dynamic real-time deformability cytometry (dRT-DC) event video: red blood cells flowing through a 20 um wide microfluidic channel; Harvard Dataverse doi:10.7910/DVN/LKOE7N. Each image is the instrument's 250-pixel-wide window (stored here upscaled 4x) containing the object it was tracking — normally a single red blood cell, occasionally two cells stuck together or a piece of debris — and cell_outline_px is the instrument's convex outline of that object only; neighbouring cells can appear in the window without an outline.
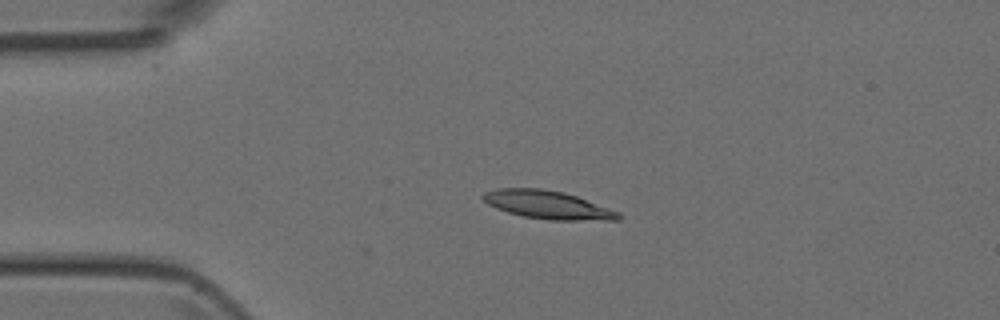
{"species": "Egyptian fruit bat (a non-hibernating species)", "species_latin": "Rousettus aegyptiacus", "temperature_condition": "room temperature", "stored_images_in_passage": 35, "camera_frame_rate_fps": 3000, "um_per_image_px": 0.085, "animal": {"sex": "female"}, "frame": {"image": 1, "passage_image": 1, "time_ms": 0.0, "image_size_px": [1000, 320], "cell_outline_px": [[620, 220], [552, 220], [524, 216], [508, 212], [496, 208], [488, 204], [480, 196], [484, 192], [500, 188], [540, 188], [564, 192], [576, 196], [620, 212]], "centroid_in_image_um": [46.55, 17.4], "position_along_channel_um": 38.5, "area_um2": 22.08}}
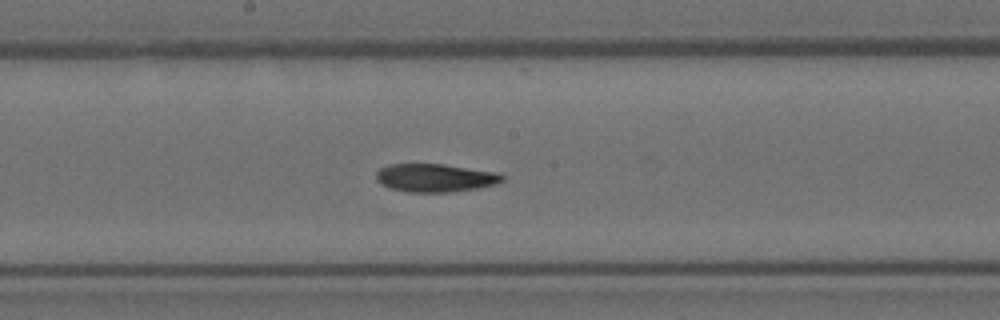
{"frame": {"image": 2, "passage_image": 16, "time_ms": 5.0, "image_size_px": [1000, 320], "cell_outline_px": [[504, 180], [496, 184], [476, 188], [448, 192], [408, 192], [392, 188], [380, 184], [376, 180], [376, 172], [380, 168], [388, 164], [444, 164], [500, 172], [504, 176]], "centroid_in_image_um": [37.0, 15.1], "position_along_channel_um": 211.2, "area_um2": 20.81}}
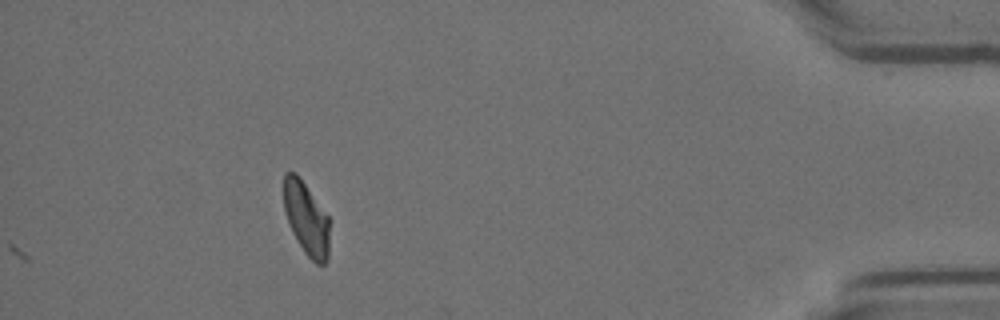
{"frame": {"image": 3, "passage_image": 35, "time_ms": 11.333, "image_size_px": [1000, 320], "cell_outline_px": [[328, 260], [324, 264], [316, 264], [304, 252], [292, 232], [284, 212], [284, 172], [296, 172], [328, 216]], "centroid_in_image_um": [26.02, 18.57], "position_along_channel_um": 409.2, "area_um2": 19.25}}